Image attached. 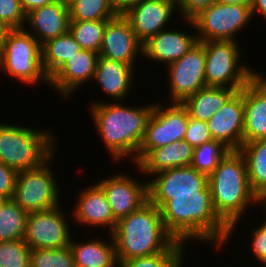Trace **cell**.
Masks as SVG:
<instances>
[{"instance_id":"1","label":"cell","mask_w":266,"mask_h":267,"mask_svg":"<svg viewBox=\"0 0 266 267\" xmlns=\"http://www.w3.org/2000/svg\"><path fill=\"white\" fill-rule=\"evenodd\" d=\"M160 212L167 232L185 245L198 239L220 249L230 238V228L213 208L211 191L171 195Z\"/></svg>"},{"instance_id":"2","label":"cell","mask_w":266,"mask_h":267,"mask_svg":"<svg viewBox=\"0 0 266 267\" xmlns=\"http://www.w3.org/2000/svg\"><path fill=\"white\" fill-rule=\"evenodd\" d=\"M92 102L89 109L93 124L99 132L110 158L112 157V160L117 162L127 158V160L133 161L132 164L137 165V154L154 103L131 107L121 104L120 101H116V103L111 101V103L94 100Z\"/></svg>"},{"instance_id":"3","label":"cell","mask_w":266,"mask_h":267,"mask_svg":"<svg viewBox=\"0 0 266 267\" xmlns=\"http://www.w3.org/2000/svg\"><path fill=\"white\" fill-rule=\"evenodd\" d=\"M208 184L213 208L230 228L232 238L237 223L249 205L258 203V197L252 192L248 182L247 164L243 154L239 150H229L208 176Z\"/></svg>"},{"instance_id":"4","label":"cell","mask_w":266,"mask_h":267,"mask_svg":"<svg viewBox=\"0 0 266 267\" xmlns=\"http://www.w3.org/2000/svg\"><path fill=\"white\" fill-rule=\"evenodd\" d=\"M118 263L166 251L176 240L167 232L160 209L149 200L121 218L112 233Z\"/></svg>"},{"instance_id":"5","label":"cell","mask_w":266,"mask_h":267,"mask_svg":"<svg viewBox=\"0 0 266 267\" xmlns=\"http://www.w3.org/2000/svg\"><path fill=\"white\" fill-rule=\"evenodd\" d=\"M36 129L0 123V162L18 173L42 166L55 156V135L48 129Z\"/></svg>"},{"instance_id":"6","label":"cell","mask_w":266,"mask_h":267,"mask_svg":"<svg viewBox=\"0 0 266 267\" xmlns=\"http://www.w3.org/2000/svg\"><path fill=\"white\" fill-rule=\"evenodd\" d=\"M0 71L22 84L49 86L42 65V45L26 28L11 29L0 49Z\"/></svg>"},{"instance_id":"7","label":"cell","mask_w":266,"mask_h":267,"mask_svg":"<svg viewBox=\"0 0 266 267\" xmlns=\"http://www.w3.org/2000/svg\"><path fill=\"white\" fill-rule=\"evenodd\" d=\"M206 86L231 88L240 91L259 72L244 62L237 41H205ZM229 85V86H228Z\"/></svg>"},{"instance_id":"8","label":"cell","mask_w":266,"mask_h":267,"mask_svg":"<svg viewBox=\"0 0 266 267\" xmlns=\"http://www.w3.org/2000/svg\"><path fill=\"white\" fill-rule=\"evenodd\" d=\"M251 6L215 2L192 20H183L197 31L198 42L238 41L236 34L252 21ZM246 26V27H245Z\"/></svg>"},{"instance_id":"9","label":"cell","mask_w":266,"mask_h":267,"mask_svg":"<svg viewBox=\"0 0 266 267\" xmlns=\"http://www.w3.org/2000/svg\"><path fill=\"white\" fill-rule=\"evenodd\" d=\"M52 161L53 156L42 166L17 173L12 200L27 213L50 210L61 205L59 185L49 167Z\"/></svg>"},{"instance_id":"10","label":"cell","mask_w":266,"mask_h":267,"mask_svg":"<svg viewBox=\"0 0 266 267\" xmlns=\"http://www.w3.org/2000/svg\"><path fill=\"white\" fill-rule=\"evenodd\" d=\"M164 107V105L154 102V108L137 154V164L152 149L185 138L190 117L187 108L182 103H171L170 105V102L169 106Z\"/></svg>"},{"instance_id":"11","label":"cell","mask_w":266,"mask_h":267,"mask_svg":"<svg viewBox=\"0 0 266 267\" xmlns=\"http://www.w3.org/2000/svg\"><path fill=\"white\" fill-rule=\"evenodd\" d=\"M57 206L50 210L29 213L23 240L33 249H56L70 245L69 218ZM63 210V211H62Z\"/></svg>"},{"instance_id":"12","label":"cell","mask_w":266,"mask_h":267,"mask_svg":"<svg viewBox=\"0 0 266 267\" xmlns=\"http://www.w3.org/2000/svg\"><path fill=\"white\" fill-rule=\"evenodd\" d=\"M152 176L154 178L148 181V200L159 209L171 199V195L210 191L208 175L198 172L191 165L164 170Z\"/></svg>"},{"instance_id":"13","label":"cell","mask_w":266,"mask_h":267,"mask_svg":"<svg viewBox=\"0 0 266 267\" xmlns=\"http://www.w3.org/2000/svg\"><path fill=\"white\" fill-rule=\"evenodd\" d=\"M171 103H183L206 86L205 47L197 42L181 59L167 65Z\"/></svg>"},{"instance_id":"14","label":"cell","mask_w":266,"mask_h":267,"mask_svg":"<svg viewBox=\"0 0 266 267\" xmlns=\"http://www.w3.org/2000/svg\"><path fill=\"white\" fill-rule=\"evenodd\" d=\"M97 184L103 189L114 218L119 221L148 201V180L140 182L123 172L106 177Z\"/></svg>"},{"instance_id":"15","label":"cell","mask_w":266,"mask_h":267,"mask_svg":"<svg viewBox=\"0 0 266 267\" xmlns=\"http://www.w3.org/2000/svg\"><path fill=\"white\" fill-rule=\"evenodd\" d=\"M213 140L229 150H239L244 132V87L237 91L208 121Z\"/></svg>"},{"instance_id":"16","label":"cell","mask_w":266,"mask_h":267,"mask_svg":"<svg viewBox=\"0 0 266 267\" xmlns=\"http://www.w3.org/2000/svg\"><path fill=\"white\" fill-rule=\"evenodd\" d=\"M177 4L172 0H144L122 15L129 21L138 40L144 44L160 31L167 29Z\"/></svg>"},{"instance_id":"17","label":"cell","mask_w":266,"mask_h":267,"mask_svg":"<svg viewBox=\"0 0 266 267\" xmlns=\"http://www.w3.org/2000/svg\"><path fill=\"white\" fill-rule=\"evenodd\" d=\"M143 55V44L136 37L129 21L118 14L107 22L99 56L135 67L136 56Z\"/></svg>"},{"instance_id":"18","label":"cell","mask_w":266,"mask_h":267,"mask_svg":"<svg viewBox=\"0 0 266 267\" xmlns=\"http://www.w3.org/2000/svg\"><path fill=\"white\" fill-rule=\"evenodd\" d=\"M93 184L78 192L72 216L78 224L97 228L108 227L107 232L112 234L118 221L113 216L103 189L96 182Z\"/></svg>"},{"instance_id":"19","label":"cell","mask_w":266,"mask_h":267,"mask_svg":"<svg viewBox=\"0 0 266 267\" xmlns=\"http://www.w3.org/2000/svg\"><path fill=\"white\" fill-rule=\"evenodd\" d=\"M98 57L90 50L78 51L49 79V86L68 99L79 86L93 79Z\"/></svg>"},{"instance_id":"20","label":"cell","mask_w":266,"mask_h":267,"mask_svg":"<svg viewBox=\"0 0 266 267\" xmlns=\"http://www.w3.org/2000/svg\"><path fill=\"white\" fill-rule=\"evenodd\" d=\"M69 23V7L61 0L41 6L26 15V28L30 26L27 31L41 45L48 40L67 33L69 31Z\"/></svg>"},{"instance_id":"21","label":"cell","mask_w":266,"mask_h":267,"mask_svg":"<svg viewBox=\"0 0 266 267\" xmlns=\"http://www.w3.org/2000/svg\"><path fill=\"white\" fill-rule=\"evenodd\" d=\"M266 139V81L257 74L244 86L243 143Z\"/></svg>"},{"instance_id":"22","label":"cell","mask_w":266,"mask_h":267,"mask_svg":"<svg viewBox=\"0 0 266 267\" xmlns=\"http://www.w3.org/2000/svg\"><path fill=\"white\" fill-rule=\"evenodd\" d=\"M197 34H187L182 30L165 29L143 44L144 58L165 62L166 66L181 59L196 43Z\"/></svg>"},{"instance_id":"23","label":"cell","mask_w":266,"mask_h":267,"mask_svg":"<svg viewBox=\"0 0 266 267\" xmlns=\"http://www.w3.org/2000/svg\"><path fill=\"white\" fill-rule=\"evenodd\" d=\"M134 70V67L121 61L99 56L92 81L99 84L108 98L122 102L134 86Z\"/></svg>"},{"instance_id":"24","label":"cell","mask_w":266,"mask_h":267,"mask_svg":"<svg viewBox=\"0 0 266 267\" xmlns=\"http://www.w3.org/2000/svg\"><path fill=\"white\" fill-rule=\"evenodd\" d=\"M193 147L185 140H177L163 147L152 149L136 168L144 175H153L164 170L190 166L193 159Z\"/></svg>"},{"instance_id":"25","label":"cell","mask_w":266,"mask_h":267,"mask_svg":"<svg viewBox=\"0 0 266 267\" xmlns=\"http://www.w3.org/2000/svg\"><path fill=\"white\" fill-rule=\"evenodd\" d=\"M108 235L107 241L100 237L76 242L71 238L69 246L75 267H118L114 239L112 234L108 233Z\"/></svg>"},{"instance_id":"26","label":"cell","mask_w":266,"mask_h":267,"mask_svg":"<svg viewBox=\"0 0 266 267\" xmlns=\"http://www.w3.org/2000/svg\"><path fill=\"white\" fill-rule=\"evenodd\" d=\"M236 92L231 88L205 86L182 104L192 119L207 122Z\"/></svg>"},{"instance_id":"27","label":"cell","mask_w":266,"mask_h":267,"mask_svg":"<svg viewBox=\"0 0 266 267\" xmlns=\"http://www.w3.org/2000/svg\"><path fill=\"white\" fill-rule=\"evenodd\" d=\"M80 50L82 47L69 31L44 43L42 45V65L46 76L50 79Z\"/></svg>"},{"instance_id":"28","label":"cell","mask_w":266,"mask_h":267,"mask_svg":"<svg viewBox=\"0 0 266 267\" xmlns=\"http://www.w3.org/2000/svg\"><path fill=\"white\" fill-rule=\"evenodd\" d=\"M239 151L247 164L250 188L260 197L266 192V139L243 143Z\"/></svg>"},{"instance_id":"29","label":"cell","mask_w":266,"mask_h":267,"mask_svg":"<svg viewBox=\"0 0 266 267\" xmlns=\"http://www.w3.org/2000/svg\"><path fill=\"white\" fill-rule=\"evenodd\" d=\"M28 215L12 199L6 200L0 207V241L23 239Z\"/></svg>"},{"instance_id":"30","label":"cell","mask_w":266,"mask_h":267,"mask_svg":"<svg viewBox=\"0 0 266 267\" xmlns=\"http://www.w3.org/2000/svg\"><path fill=\"white\" fill-rule=\"evenodd\" d=\"M68 7L70 21L111 20L118 15L113 0H76Z\"/></svg>"},{"instance_id":"31","label":"cell","mask_w":266,"mask_h":267,"mask_svg":"<svg viewBox=\"0 0 266 267\" xmlns=\"http://www.w3.org/2000/svg\"><path fill=\"white\" fill-rule=\"evenodd\" d=\"M185 246V244L175 241L162 253L131 258L118 263V267H183Z\"/></svg>"},{"instance_id":"32","label":"cell","mask_w":266,"mask_h":267,"mask_svg":"<svg viewBox=\"0 0 266 267\" xmlns=\"http://www.w3.org/2000/svg\"><path fill=\"white\" fill-rule=\"evenodd\" d=\"M109 20L70 21L69 32L82 49L99 53L104 29Z\"/></svg>"},{"instance_id":"33","label":"cell","mask_w":266,"mask_h":267,"mask_svg":"<svg viewBox=\"0 0 266 267\" xmlns=\"http://www.w3.org/2000/svg\"><path fill=\"white\" fill-rule=\"evenodd\" d=\"M228 152L229 149L221 142L211 140L193 149L191 166L209 176Z\"/></svg>"},{"instance_id":"34","label":"cell","mask_w":266,"mask_h":267,"mask_svg":"<svg viewBox=\"0 0 266 267\" xmlns=\"http://www.w3.org/2000/svg\"><path fill=\"white\" fill-rule=\"evenodd\" d=\"M30 267H75L70 246L56 249H33Z\"/></svg>"},{"instance_id":"35","label":"cell","mask_w":266,"mask_h":267,"mask_svg":"<svg viewBox=\"0 0 266 267\" xmlns=\"http://www.w3.org/2000/svg\"><path fill=\"white\" fill-rule=\"evenodd\" d=\"M31 248L23 239L0 241L1 267H30Z\"/></svg>"},{"instance_id":"36","label":"cell","mask_w":266,"mask_h":267,"mask_svg":"<svg viewBox=\"0 0 266 267\" xmlns=\"http://www.w3.org/2000/svg\"><path fill=\"white\" fill-rule=\"evenodd\" d=\"M0 20L11 29L25 28L26 13L21 0H0Z\"/></svg>"},{"instance_id":"37","label":"cell","mask_w":266,"mask_h":267,"mask_svg":"<svg viewBox=\"0 0 266 267\" xmlns=\"http://www.w3.org/2000/svg\"><path fill=\"white\" fill-rule=\"evenodd\" d=\"M184 140L193 148L213 140L207 122L194 120L189 117Z\"/></svg>"},{"instance_id":"38","label":"cell","mask_w":266,"mask_h":267,"mask_svg":"<svg viewBox=\"0 0 266 267\" xmlns=\"http://www.w3.org/2000/svg\"><path fill=\"white\" fill-rule=\"evenodd\" d=\"M259 227H255V229L251 232V243L249 246L251 247V251L254 253L255 259L259 260V263H266V220L258 225Z\"/></svg>"},{"instance_id":"39","label":"cell","mask_w":266,"mask_h":267,"mask_svg":"<svg viewBox=\"0 0 266 267\" xmlns=\"http://www.w3.org/2000/svg\"><path fill=\"white\" fill-rule=\"evenodd\" d=\"M216 0H180L177 3V10L179 11L182 20H192L202 10L208 8Z\"/></svg>"},{"instance_id":"40","label":"cell","mask_w":266,"mask_h":267,"mask_svg":"<svg viewBox=\"0 0 266 267\" xmlns=\"http://www.w3.org/2000/svg\"><path fill=\"white\" fill-rule=\"evenodd\" d=\"M17 172L0 162V195L7 200L12 199Z\"/></svg>"},{"instance_id":"41","label":"cell","mask_w":266,"mask_h":267,"mask_svg":"<svg viewBox=\"0 0 266 267\" xmlns=\"http://www.w3.org/2000/svg\"><path fill=\"white\" fill-rule=\"evenodd\" d=\"M55 1L56 0H21V4L24 12L27 15L30 11L40 8L41 6L51 4Z\"/></svg>"},{"instance_id":"42","label":"cell","mask_w":266,"mask_h":267,"mask_svg":"<svg viewBox=\"0 0 266 267\" xmlns=\"http://www.w3.org/2000/svg\"><path fill=\"white\" fill-rule=\"evenodd\" d=\"M144 0H113V5L118 14H123L130 7H133Z\"/></svg>"},{"instance_id":"43","label":"cell","mask_w":266,"mask_h":267,"mask_svg":"<svg viewBox=\"0 0 266 267\" xmlns=\"http://www.w3.org/2000/svg\"><path fill=\"white\" fill-rule=\"evenodd\" d=\"M251 9L253 17L257 13L258 15L261 14L264 16V19H266V0H252Z\"/></svg>"},{"instance_id":"44","label":"cell","mask_w":266,"mask_h":267,"mask_svg":"<svg viewBox=\"0 0 266 267\" xmlns=\"http://www.w3.org/2000/svg\"><path fill=\"white\" fill-rule=\"evenodd\" d=\"M11 30L4 22L0 20V49L7 37L8 32Z\"/></svg>"},{"instance_id":"45","label":"cell","mask_w":266,"mask_h":267,"mask_svg":"<svg viewBox=\"0 0 266 267\" xmlns=\"http://www.w3.org/2000/svg\"><path fill=\"white\" fill-rule=\"evenodd\" d=\"M251 1L252 0H216V2L222 4L245 5V6H251Z\"/></svg>"},{"instance_id":"46","label":"cell","mask_w":266,"mask_h":267,"mask_svg":"<svg viewBox=\"0 0 266 267\" xmlns=\"http://www.w3.org/2000/svg\"><path fill=\"white\" fill-rule=\"evenodd\" d=\"M265 203V204H264ZM257 204H264L263 206H264V208L266 209V192L265 193H263L260 197H258V203ZM264 212H266V210L264 211ZM265 217H266V213H265ZM266 220V219H265Z\"/></svg>"},{"instance_id":"47","label":"cell","mask_w":266,"mask_h":267,"mask_svg":"<svg viewBox=\"0 0 266 267\" xmlns=\"http://www.w3.org/2000/svg\"><path fill=\"white\" fill-rule=\"evenodd\" d=\"M64 4H66L67 6H69L71 3H73L76 0H61Z\"/></svg>"},{"instance_id":"48","label":"cell","mask_w":266,"mask_h":267,"mask_svg":"<svg viewBox=\"0 0 266 267\" xmlns=\"http://www.w3.org/2000/svg\"><path fill=\"white\" fill-rule=\"evenodd\" d=\"M6 200H7L6 198H4V197H2V196L0 195V207L4 204V202H5Z\"/></svg>"},{"instance_id":"49","label":"cell","mask_w":266,"mask_h":267,"mask_svg":"<svg viewBox=\"0 0 266 267\" xmlns=\"http://www.w3.org/2000/svg\"><path fill=\"white\" fill-rule=\"evenodd\" d=\"M263 72H261V73H258L265 81H266V77H265V74L263 75L262 74Z\"/></svg>"},{"instance_id":"50","label":"cell","mask_w":266,"mask_h":267,"mask_svg":"<svg viewBox=\"0 0 266 267\" xmlns=\"http://www.w3.org/2000/svg\"><path fill=\"white\" fill-rule=\"evenodd\" d=\"M172 1H174L177 4L180 0H172Z\"/></svg>"}]
</instances>
